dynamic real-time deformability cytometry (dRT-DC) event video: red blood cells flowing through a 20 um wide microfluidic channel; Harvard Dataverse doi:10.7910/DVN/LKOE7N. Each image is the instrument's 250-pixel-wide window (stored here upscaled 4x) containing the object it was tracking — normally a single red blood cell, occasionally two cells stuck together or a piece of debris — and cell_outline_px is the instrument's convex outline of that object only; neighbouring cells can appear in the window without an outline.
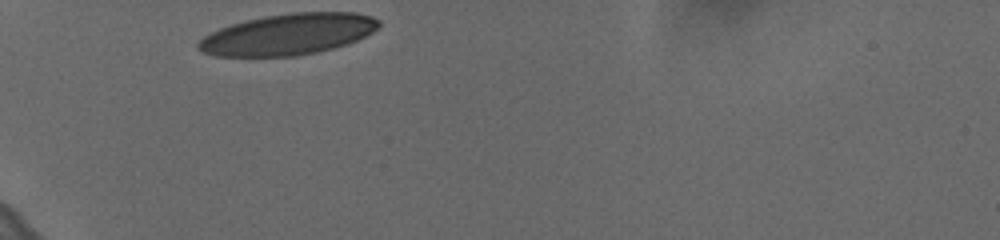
{"species": "human", "species_latin": "Homo sapiens", "temperature_condition": "cold", "stored_images_in_passage": 30, "camera_frame_rate_fps": 3000, "um_per_image_px": 0.085, "donor": {"sex": "female"}, "frame": {"image": 1, "passage_image": 1, "time_ms": 0.0, "image_size_px": [1000, 240], "cell_outline_px": [[380, 24], [372, 32], [348, 44], [316, 52], [296, 56], [216, 56], [200, 52], [196, 48], [196, 44], [204, 36], [220, 28], [232, 24], [264, 16], [292, 12], [356, 12], [372, 16], [380, 20]], "centroid_in_image_um": [24.48, 2.91], "position_along_channel_um": 60.5, "area_um2": 43.23}}
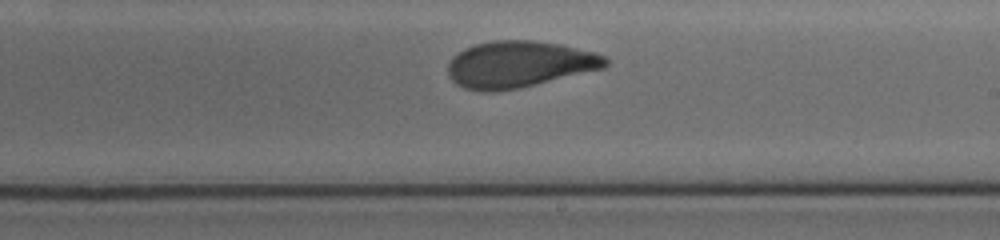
{"frame": {"image": 2, "passage_image": 18, "time_ms": 5.667, "image_size_px": [1000, 240], "cell_outline_px": [[608, 64], [604, 68], [520, 88], [492, 92], [480, 92], [464, 88], [456, 84], [448, 76], [448, 64], [452, 56], [464, 48], [476, 44], [496, 40], [532, 40], [560, 44], [596, 52], [608, 56]], "centroid_in_image_um": [44.13, 5.47], "position_along_channel_um": 244.9, "area_um2": 43.06}}
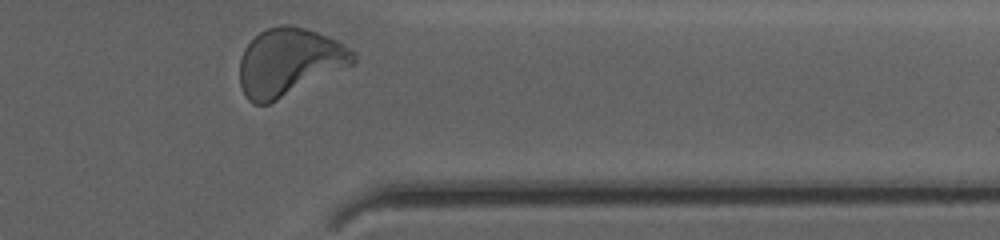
{"frame": {"image": 3, "passage_image": 30, "time_ms": 9.667, "image_size_px": [1000, 240], "cell_outline_px": [[356, 60], [352, 64], [268, 104], [252, 104], [248, 100], [240, 84], [240, 60], [244, 48], [260, 32], [268, 28], [284, 24], [292, 24], [328, 36], [336, 40], [356, 52]], "centroid_in_image_um": [24.56, 5.25], "position_along_channel_um": 386.8, "area_um2": 44.1}, "authors_computed_cell_mechanics": {"area_um2": 43.061, "velocity_mm_per_s": 3.6008, "shape_relaxation_time_tau1_ms": 3.5493, "shape_relaxation_time_tau2_ms": 1.3637, "deformation_change_tau1": 0.164, "deformation_change_tau2": 0.0715}}